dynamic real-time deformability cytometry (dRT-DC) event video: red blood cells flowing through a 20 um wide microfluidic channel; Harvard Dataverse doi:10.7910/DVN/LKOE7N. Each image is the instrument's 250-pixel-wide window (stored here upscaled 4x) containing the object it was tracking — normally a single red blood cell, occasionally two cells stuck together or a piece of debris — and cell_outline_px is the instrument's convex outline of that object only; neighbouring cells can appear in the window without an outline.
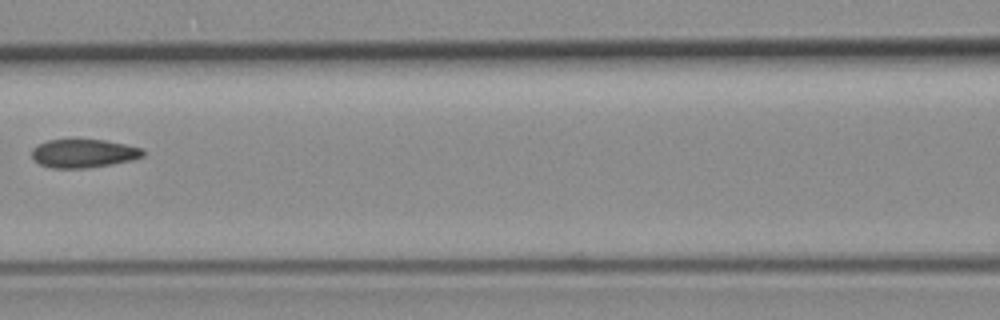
{"species": "common noctule bat (a hibernating species)", "species_latin": "Nyctalus noctula", "temperature_condition": "room temperature", "stored_images_in_passage": 7, "camera_frame_rate_fps": 3000, "um_per_image_px": 0.085, "animal": {"sex": "female", "body_mass_g": 19.3, "forearm_length_mm": 54.1}, "frame": {"image": 1, "passage_image": 5, "time_ms": 1.333, "image_size_px": [1000, 320], "cell_outline_px": [[144, 156], [132, 160], [112, 164], [88, 168], [52, 168], [40, 164], [32, 156], [32, 148], [48, 140], [104, 140], [144, 148]], "centroid_in_image_um": [7.14, 13.04], "position_along_channel_um": 159.5, "area_um2": 18.32}}
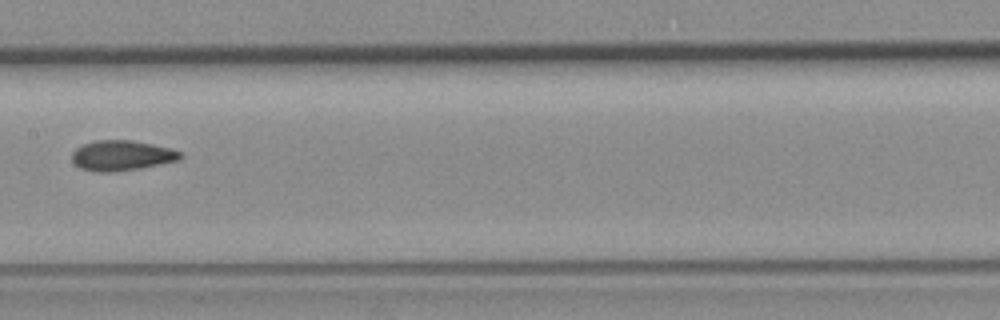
{"frame": {"image": 2, "passage_image": 6, "time_ms": 1.667, "image_size_px": [1000, 320], "cell_outline_px": [[184, 156], [180, 160], [140, 168], [116, 172], [96, 172], [80, 168], [72, 160], [72, 152], [76, 148], [84, 144], [96, 140], [132, 140], [152, 144], [168, 148], [180, 152]], "centroid_in_image_um": [10.34, 13.22], "position_along_channel_um": 197.1, "area_um2": 19.07}}
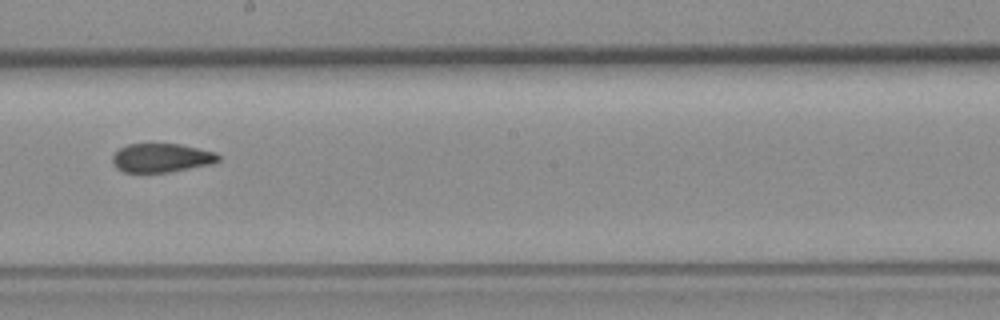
{"frame": {"image": 3, "passage_image": 7, "time_ms": 2.0, "image_size_px": [1000, 320], "cell_outline_px": [[220, 160], [216, 164], [168, 172], [124, 172], [116, 168], [112, 164], [112, 156], [120, 148], [128, 144], [180, 144], [216, 152], [220, 156]], "centroid_in_image_um": [13.76, 13.42], "position_along_channel_um": 234.4, "area_um2": 17.98}}